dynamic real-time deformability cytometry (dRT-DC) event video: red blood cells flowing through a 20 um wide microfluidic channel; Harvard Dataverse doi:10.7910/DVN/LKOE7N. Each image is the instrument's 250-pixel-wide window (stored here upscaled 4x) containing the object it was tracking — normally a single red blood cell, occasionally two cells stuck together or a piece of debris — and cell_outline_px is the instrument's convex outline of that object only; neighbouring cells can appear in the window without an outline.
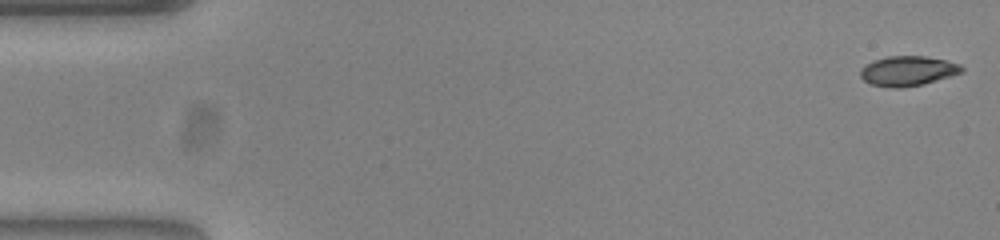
{"species": "common noctule bat (a hibernating species)", "species_latin": "Nyctalus noctula", "temperature_condition": "warm", "stored_images_in_passage": 53, "camera_frame_rate_fps": 3000, "um_per_image_px": 0.085, "animal": {"sex": "female", "body_mass_g": 23.0, "forearm_length_mm": 53.4}, "frame": {"image": 1, "passage_image": 1, "time_ms": 0.0, "image_size_px": [1000, 240], "cell_outline_px": [[964, 72], [924, 84], [900, 88], [892, 88], [872, 84], [864, 80], [860, 76], [860, 68], [872, 60], [888, 56], [924, 56], [944, 60], [960, 64], [964, 68]], "centroid_in_image_um": [77.16, 6.03], "position_along_channel_um": 7.8, "area_um2": 17.69}}
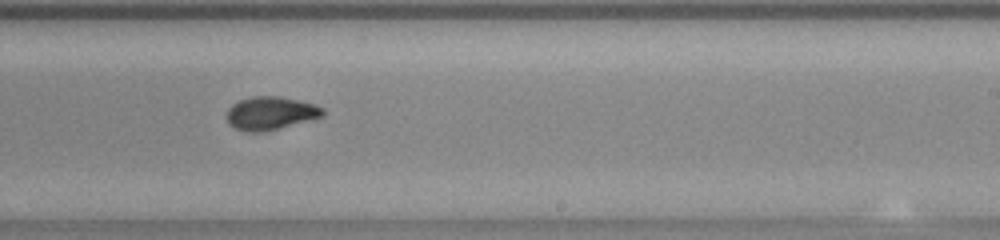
{"frame": {"image": 2, "passage_image": 32, "time_ms": 10.333, "image_size_px": [1000, 240], "cell_outline_px": [[324, 116], [260, 132], [248, 132], [236, 128], [228, 124], [228, 108], [232, 104], [240, 100], [252, 96], [280, 96], [312, 104], [324, 108]], "centroid_in_image_um": [22.97, 9.61], "position_along_channel_um": 266.0, "area_um2": 18.15}}
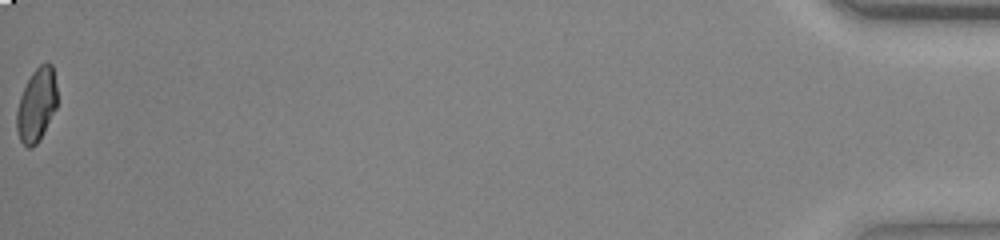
{"frame": {"image": 3, "passage_image": 53, "time_ms": 17.333, "image_size_px": [1000, 240], "cell_outline_px": [[56, 108], [36, 144], [32, 148], [28, 148], [20, 140], [16, 128], [16, 112], [20, 96], [32, 72], [40, 64], [52, 64], [56, 88]], "centroid_in_image_um": [3.08, 8.93], "position_along_channel_um": 432.1, "area_um2": 16.94}, "authors_computed_cell_mechanics": {"area_um2": 18.207, "velocity_mm_per_s": 3.8746, "shape_relaxation_time_tau1_ms": 7.3886, "shape_relaxation_time_tau2_ms": 2.7892, "deformation_change_tau1": 0.2173, "deformation_change_tau2": 0.0566}}